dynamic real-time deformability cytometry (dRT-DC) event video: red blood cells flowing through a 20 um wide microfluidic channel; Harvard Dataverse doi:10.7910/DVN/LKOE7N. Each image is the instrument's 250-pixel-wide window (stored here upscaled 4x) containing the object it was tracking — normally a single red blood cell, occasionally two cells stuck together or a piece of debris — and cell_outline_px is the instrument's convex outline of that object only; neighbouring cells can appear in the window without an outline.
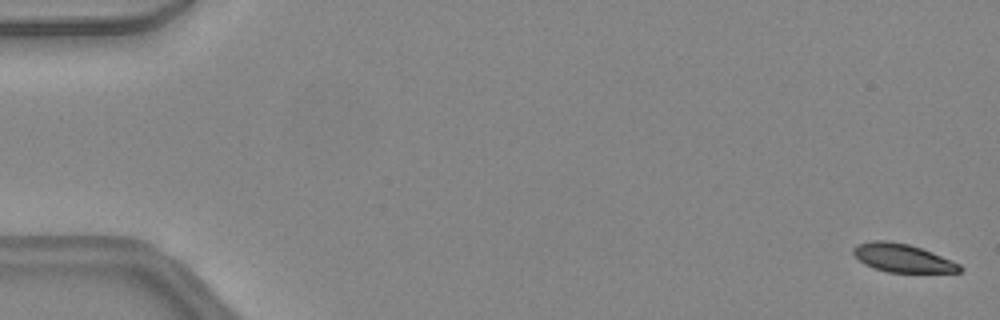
{"species": "common noctule bat (a hibernating species)", "species_latin": "Nyctalus noctula", "temperature_condition": "warm", "stored_images_in_passage": 47, "camera_frame_rate_fps": 3000, "um_per_image_px": 0.085, "animal": {"sex": "female", "body_mass_g": 24.6, "forearm_length_mm": 56.2}, "frame": {"image": 1, "passage_image": 1, "time_ms": 0.0, "image_size_px": [1000, 320], "cell_outline_px": [[964, 268], [960, 272], [888, 272], [864, 264], [852, 252], [852, 248], [856, 244], [872, 240], [888, 240], [908, 244], [932, 252], [960, 264]], "centroid_in_image_um": [76.7, 21.92], "position_along_channel_um": 8.3, "area_um2": 17.46}}
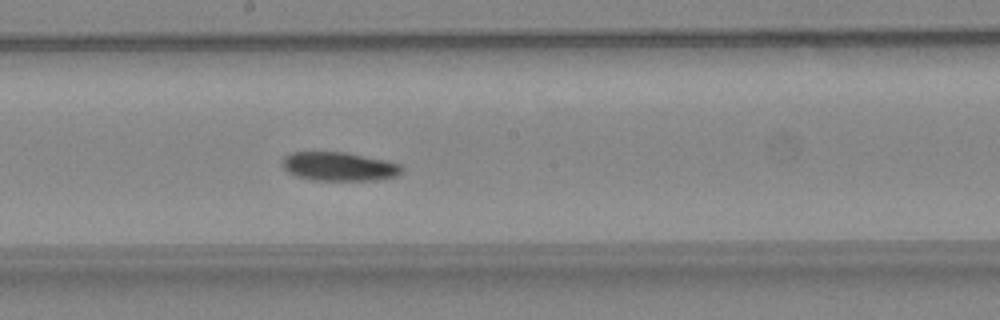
{"frame": {"image": 2, "passage_image": 26, "time_ms": 8.333, "image_size_px": [1000, 320], "cell_outline_px": [[404, 168], [396, 176], [380, 180], [312, 180], [296, 176], [288, 172], [280, 164], [280, 160], [288, 152], [344, 152], [384, 160], [400, 164]], "centroid_in_image_um": [28.76, 14.15], "position_along_channel_um": 219.4, "area_um2": 20.17}}
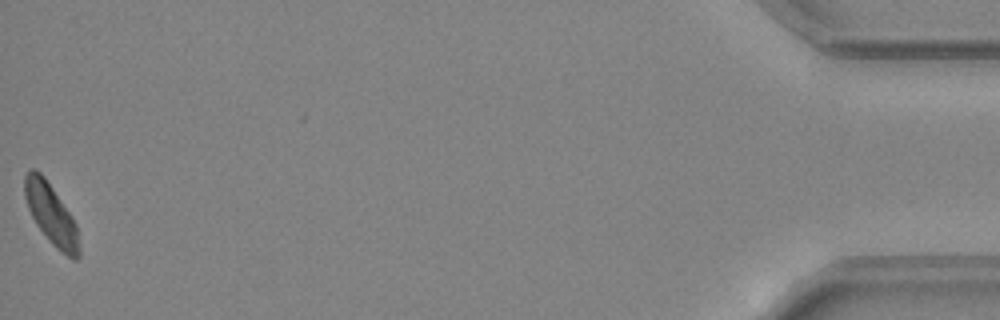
{"frame": {"image": 3, "passage_image": 47, "time_ms": 15.333, "image_size_px": [1000, 320], "cell_outline_px": [[80, 256], [76, 260], [72, 260], [60, 252], [52, 244], [36, 224], [28, 208], [24, 196], [24, 176], [28, 168], [36, 168], [44, 176], [72, 216], [76, 224], [80, 248]], "centroid_in_image_um": [4.34, 18.21], "position_along_channel_um": 430.9, "area_um2": 19.42}, "authors_computed_cell_mechanics": {"area_um2": 19.8832, "velocity_mm_per_s": 4.4368, "shape_relaxation_time_tau1_ms": 2.7689, "shape_relaxation_time_tau2_ms": null, "deformation_change_tau1": 0.1058, "deformation_change_tau2": null}}